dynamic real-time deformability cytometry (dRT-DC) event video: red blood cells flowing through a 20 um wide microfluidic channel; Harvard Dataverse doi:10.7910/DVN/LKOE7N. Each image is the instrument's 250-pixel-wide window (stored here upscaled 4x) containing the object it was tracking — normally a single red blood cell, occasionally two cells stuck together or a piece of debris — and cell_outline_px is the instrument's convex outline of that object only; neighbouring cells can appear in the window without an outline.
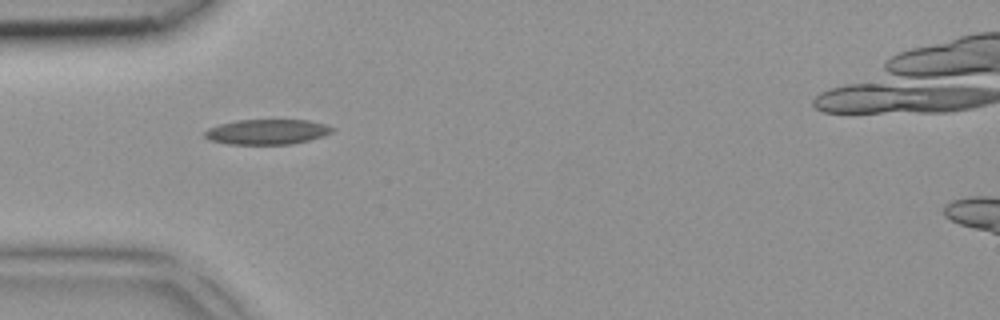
{"species": "common noctule bat (a hibernating species)", "species_latin": "Nyctalus noctula", "temperature_condition": "room temperature", "stored_images_in_passage": 2, "camera_frame_rate_fps": 3000, "um_per_image_px": 0.085, "animal": {"sex": "female", "body_mass_g": 18.4}, "frame": {"image": 1, "passage_image": 1, "time_ms": 0.0, "image_size_px": [1000, 320], "cell_outline_px": [[336, 128], [332, 132], [324, 136], [292, 144], [228, 144], [208, 140], [204, 136], [204, 132], [208, 128], [220, 124], [236, 120], [308, 120], [324, 124]], "centroid_in_image_um": [22.69, 11.21], "position_along_channel_um": 62.3, "area_um2": 18.73}}